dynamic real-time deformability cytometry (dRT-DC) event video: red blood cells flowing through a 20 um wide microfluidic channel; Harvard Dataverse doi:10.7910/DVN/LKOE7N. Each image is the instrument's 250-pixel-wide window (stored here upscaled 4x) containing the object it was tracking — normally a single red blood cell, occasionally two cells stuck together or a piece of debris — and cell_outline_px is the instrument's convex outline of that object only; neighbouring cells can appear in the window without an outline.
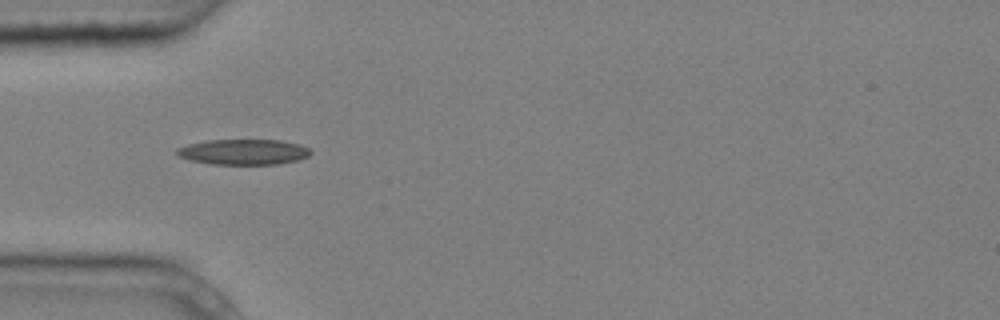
{"species": "common noctule bat (a hibernating species)", "species_latin": "Nyctalus noctula", "temperature_condition": "cold", "stored_images_in_passage": 5, "camera_frame_rate_fps": 3000, "um_per_image_px": 0.085, "animal": {"sex": "male", "body_mass_g": 20.4}, "frame": {"image": 1, "passage_image": 2, "time_ms": 0.333, "image_size_px": [1000, 320], "cell_outline_px": [[312, 152], [308, 156], [296, 160], [276, 164], [212, 164], [192, 160], [176, 156], [176, 148], [188, 144], [208, 140], [280, 140], [300, 144], [308, 148]], "centroid_in_image_um": [20.68, 12.91], "position_along_channel_um": 64.3, "area_um2": 19.77}}
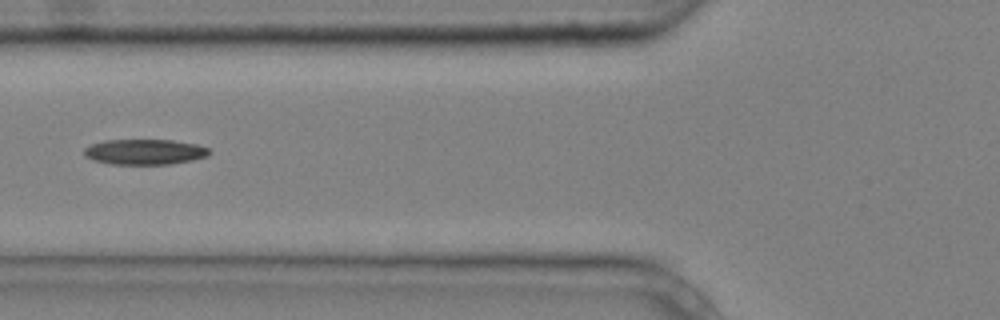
{"frame": {"image": 2, "passage_image": 3, "time_ms": 0.667, "image_size_px": [1000, 320], "cell_outline_px": [[212, 152], [208, 156], [192, 160], [168, 164], [112, 164], [96, 160], [84, 156], [84, 148], [92, 144], [104, 140], [172, 140], [196, 144], [208, 148]], "centroid_in_image_um": [12.32, 12.9], "position_along_channel_um": 113.5, "area_um2": 18.44}}